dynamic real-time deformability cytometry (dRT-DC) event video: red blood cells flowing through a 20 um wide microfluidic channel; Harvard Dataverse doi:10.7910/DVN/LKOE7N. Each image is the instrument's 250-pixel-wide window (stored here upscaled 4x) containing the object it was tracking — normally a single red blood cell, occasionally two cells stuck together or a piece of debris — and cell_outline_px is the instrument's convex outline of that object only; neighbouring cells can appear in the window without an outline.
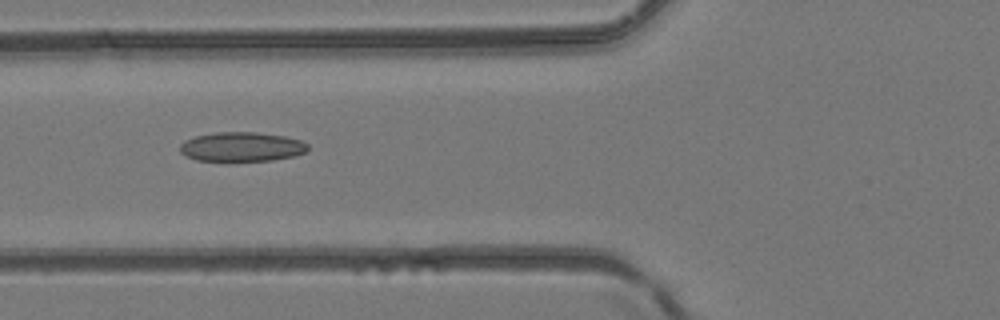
{"species": "common noctule bat (a hibernating species)", "species_latin": "Nyctalus noctula", "temperature_condition": "room temperature", "stored_images_in_passage": 4, "camera_frame_rate_fps": 3000, "um_per_image_px": 0.085, "animal": {"sex": "female", "body_mass_g": 24.6, "forearm_length_mm": 56.2}, "frame": {"image": 1, "passage_image": 4, "time_ms": 1.0, "image_size_px": [1000, 320], "cell_outline_px": [[308, 152], [296, 156], [272, 160], [228, 164], [196, 160], [180, 152], [180, 144], [184, 140], [196, 136], [216, 132], [256, 132], [284, 136], [300, 140], [308, 144]], "centroid_in_image_um": [20.54, 12.53], "position_along_channel_um": 105.3, "area_um2": 22.89}}